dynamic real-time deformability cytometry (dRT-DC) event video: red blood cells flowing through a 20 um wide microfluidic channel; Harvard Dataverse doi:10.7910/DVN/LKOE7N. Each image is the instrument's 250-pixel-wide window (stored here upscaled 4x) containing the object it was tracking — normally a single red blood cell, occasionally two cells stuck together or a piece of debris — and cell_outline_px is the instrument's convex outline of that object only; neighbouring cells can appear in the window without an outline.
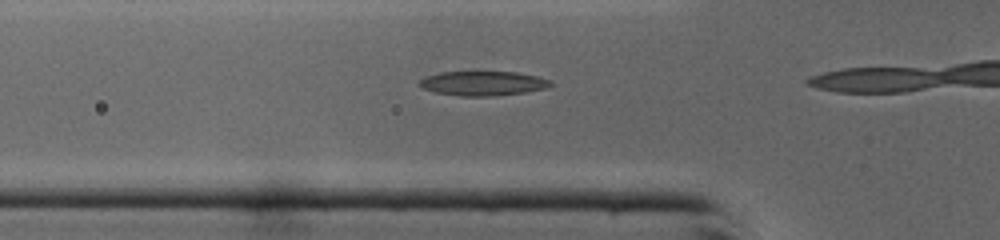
{"species": "common noctule bat (a hibernating species)", "species_latin": "Nyctalus noctula", "temperature_condition": "cold", "stored_images_in_passage": 8, "camera_frame_rate_fps": 3000, "um_per_image_px": 0.085, "animal": {"sex": "male", "body_mass_g": 19.0, "forearm_length_mm": 50.8}, "frame": {"image": 1, "passage_image": 6, "time_ms": 1.667, "image_size_px": [1000, 240], "cell_outline_px": [[552, 84], [544, 88], [524, 92], [492, 96], [460, 96], [436, 92], [424, 88], [420, 84], [420, 80], [424, 76], [440, 72], [516, 72], [536, 76], [548, 80]], "centroid_in_image_um": [41.01, 7.08], "position_along_channel_um": 84.8, "area_um2": 18.32}}